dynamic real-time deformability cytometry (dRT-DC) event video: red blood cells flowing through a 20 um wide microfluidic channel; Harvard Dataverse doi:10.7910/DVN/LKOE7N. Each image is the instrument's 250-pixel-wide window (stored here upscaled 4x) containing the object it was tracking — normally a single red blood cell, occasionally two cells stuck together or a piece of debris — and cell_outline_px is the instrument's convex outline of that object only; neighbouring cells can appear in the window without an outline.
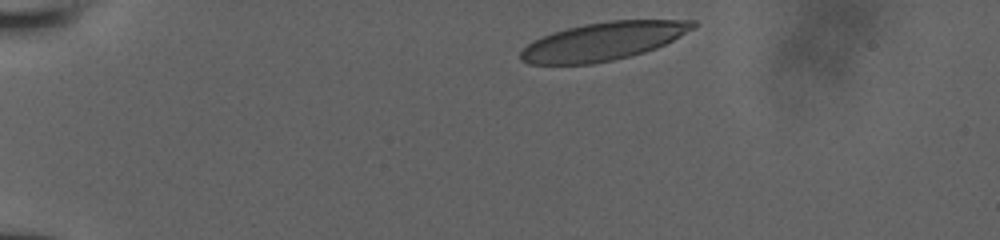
{"species": "human", "species_latin": "Homo sapiens", "temperature_condition": "room temperature", "stored_images_in_passage": 8, "camera_frame_rate_fps": 3000, "um_per_image_px": 0.085, "donor": {"sex": "male"}, "frame": {"image": 1, "passage_image": 1, "time_ms": 0.0, "image_size_px": [1000, 240], "cell_outline_px": [[696, 28], [656, 48], [644, 52], [612, 60], [592, 64], [528, 64], [520, 60], [520, 52], [532, 40], [552, 32], [584, 24], [608, 20], [696, 20]], "centroid_in_image_um": [51.26, 3.5], "position_along_channel_um": 33.7, "area_um2": 38.21}}
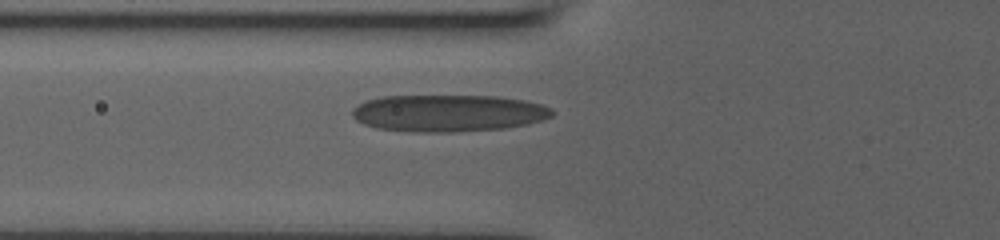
{"frame": {"image": 2, "passage_image": 5, "time_ms": 3.333, "image_size_px": [1000, 240], "cell_outline_px": [[556, 112], [552, 116], [544, 120], [504, 128], [452, 132], [420, 132], [380, 128], [364, 124], [356, 120], [352, 116], [352, 108], [364, 100], [380, 96], [496, 96], [524, 100], [540, 104], [552, 108]], "centroid_in_image_um": [38.1, 9.6], "position_along_channel_um": 87.7, "area_um2": 43.12}}
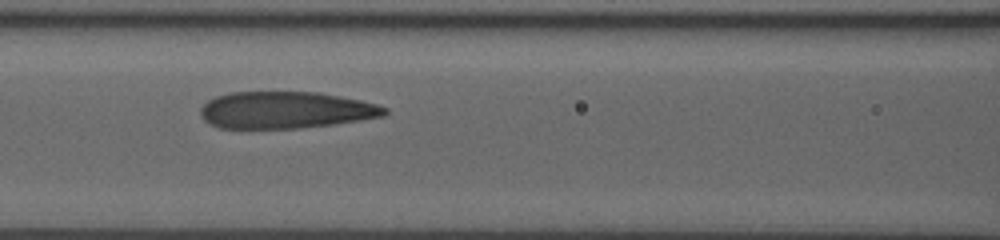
{"frame": {"image": 3, "passage_image": 7, "time_ms": 4.667, "image_size_px": [1000, 240], "cell_outline_px": [[388, 112], [384, 116], [360, 120], [332, 124], [300, 128], [220, 128], [204, 120], [200, 112], [200, 108], [208, 100], [216, 96], [228, 92], [320, 92], [360, 100], [376, 104], [388, 108]], "centroid_in_image_um": [24.28, 9.35], "position_along_channel_um": 142.3, "area_um2": 39.54}}